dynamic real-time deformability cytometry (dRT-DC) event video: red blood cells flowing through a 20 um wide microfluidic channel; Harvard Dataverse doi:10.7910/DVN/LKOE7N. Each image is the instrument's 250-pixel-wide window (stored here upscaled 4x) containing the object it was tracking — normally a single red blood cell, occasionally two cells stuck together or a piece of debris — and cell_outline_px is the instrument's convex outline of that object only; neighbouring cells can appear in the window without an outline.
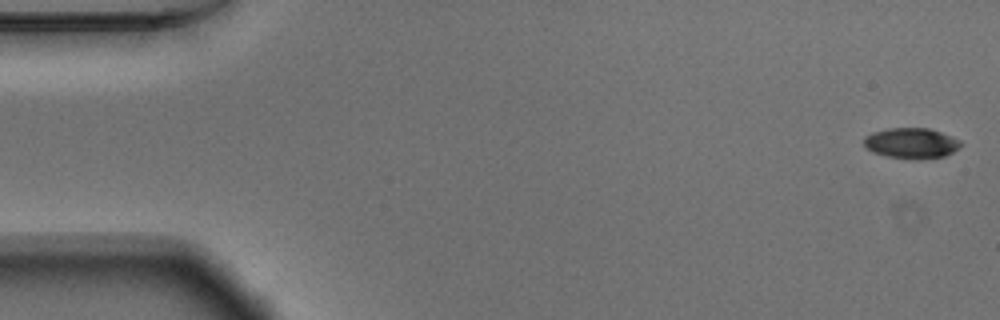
{"species": "Egyptian fruit bat (a non-hibernating species)", "species_latin": "Rousettus aegyptiacus", "temperature_condition": "warm", "stored_images_in_passage": 16, "camera_frame_rate_fps": 3000, "um_per_image_px": 0.085, "animal": {"sex": "male"}, "frame": {"image": 1, "passage_image": 1, "time_ms": 0.0, "image_size_px": [1000, 320], "cell_outline_px": [[964, 144], [952, 152], [944, 156], [920, 160], [888, 156], [872, 152], [864, 144], [864, 136], [872, 132], [888, 128], [928, 128], [940, 132], [960, 140]], "centroid_in_image_um": [77.47, 12.17], "position_along_channel_um": 7.5, "area_um2": 17.22}}
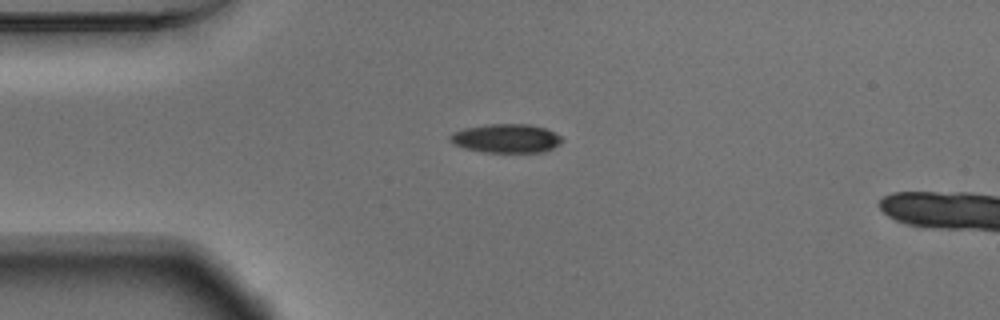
{"frame": {"image": 2, "passage_image": 13, "time_ms": 4.0, "image_size_px": [1000, 320], "cell_outline_px": [[564, 140], [552, 148], [544, 152], [484, 152], [464, 148], [452, 144], [448, 140], [448, 136], [452, 132], [464, 128], [488, 124], [528, 124], [544, 128], [560, 136]], "centroid_in_image_um": [42.96, 11.76], "position_along_channel_um": 42.0, "area_um2": 18.84}}